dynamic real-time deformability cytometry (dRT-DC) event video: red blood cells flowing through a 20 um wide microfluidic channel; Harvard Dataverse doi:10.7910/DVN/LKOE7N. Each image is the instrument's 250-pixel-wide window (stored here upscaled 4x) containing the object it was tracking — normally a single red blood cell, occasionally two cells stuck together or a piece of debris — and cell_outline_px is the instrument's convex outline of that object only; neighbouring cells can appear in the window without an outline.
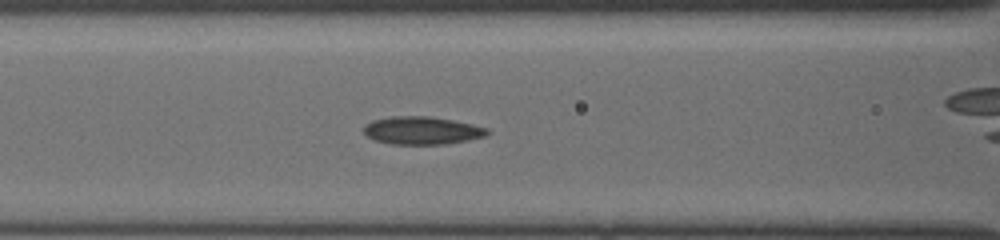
{"species": "common noctule bat (a hibernating species)", "species_latin": "Nyctalus noctula", "temperature_condition": "cold", "stored_images_in_passage": 30, "camera_frame_rate_fps": 3000, "um_per_image_px": 0.085, "animal": {"sex": "female", "body_mass_g": 19.5, "forearm_length_mm": 54.1}, "frame": {"image": 1, "passage_image": 9, "time_ms": 4.333, "image_size_px": [1000, 240], "cell_outline_px": [[488, 132], [484, 136], [444, 144], [392, 144], [376, 140], [368, 136], [364, 132], [364, 128], [372, 120], [392, 116], [428, 116], [452, 120], [484, 128]], "centroid_in_image_um": [35.8, 11.09], "position_along_channel_um": 130.8, "area_um2": 19.42}}
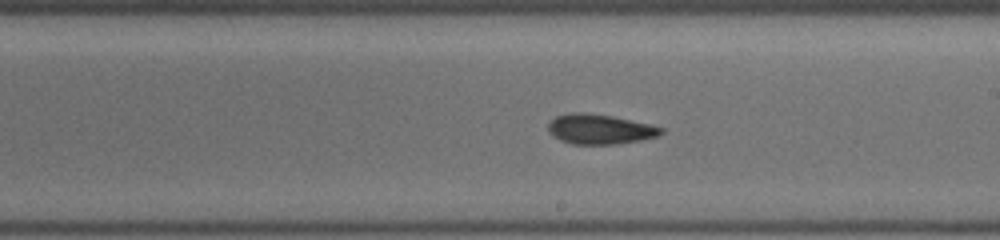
{"frame": {"image": 2, "passage_image": 15, "time_ms": 7.0, "image_size_px": [1000, 240], "cell_outline_px": [[664, 132], [656, 136], [640, 140], [616, 144], [572, 144], [560, 140], [552, 136], [548, 132], [548, 124], [556, 116], [568, 112], [584, 112], [612, 116], [648, 124], [664, 128]], "centroid_in_image_um": [50.94, 10.98], "position_along_channel_um": 238.1, "area_um2": 19.65}}
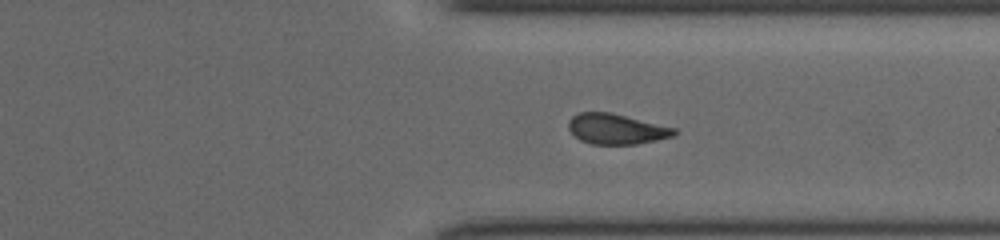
{"frame": {"image": 3, "passage_image": 21, "time_ms": 10.0, "image_size_px": [1000, 240], "cell_outline_px": [[676, 132], [672, 136], [656, 140], [636, 144], [592, 144], [580, 140], [568, 128], [568, 120], [572, 116], [580, 112], [608, 112], [676, 128]], "centroid_in_image_um": [52.35, 10.96], "position_along_channel_um": 359.0, "area_um2": 18.44}}